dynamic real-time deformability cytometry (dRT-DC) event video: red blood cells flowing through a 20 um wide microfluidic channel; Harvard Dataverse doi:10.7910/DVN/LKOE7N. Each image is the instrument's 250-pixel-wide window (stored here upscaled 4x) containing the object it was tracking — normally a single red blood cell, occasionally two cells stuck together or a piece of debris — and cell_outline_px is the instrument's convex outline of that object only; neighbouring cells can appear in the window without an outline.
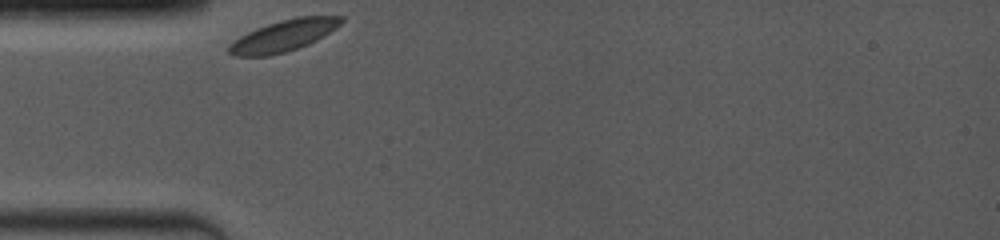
{"species": "common noctule bat (a hibernating species)", "species_latin": "Nyctalus noctula", "temperature_condition": "room temperature", "stored_images_in_passage": 52, "camera_frame_rate_fps": 4000, "um_per_image_px": 0.085, "animal": {"sex": "female", "body_mass_g": 19.0, "forearm_length_mm": 53.3}, "frame": {"image": 1, "passage_image": 1, "time_ms": 0.0, "image_size_px": [1000, 240], "cell_outline_px": [[344, 20], [340, 24], [316, 40], [308, 44], [284, 52], [268, 56], [236, 56], [228, 52], [228, 44], [240, 36], [256, 28], [280, 20], [296, 16], [344, 16]], "centroid_in_image_um": [24.07, 3.02], "position_along_channel_um": 60.9, "area_um2": 20.29}}
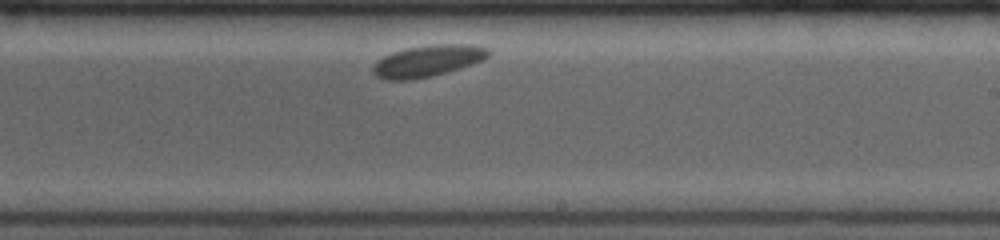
{"frame": {"image": 2, "passage_image": 31, "time_ms": 5.5, "image_size_px": [1000, 240], "cell_outline_px": [[492, 52], [484, 60], [432, 76], [412, 80], [384, 80], [376, 76], [372, 72], [372, 64], [376, 60], [392, 52], [408, 48], [432, 44], [468, 44], [488, 48]], "centroid_in_image_um": [36.32, 5.18], "position_along_channel_um": 252.7, "area_um2": 21.33}}
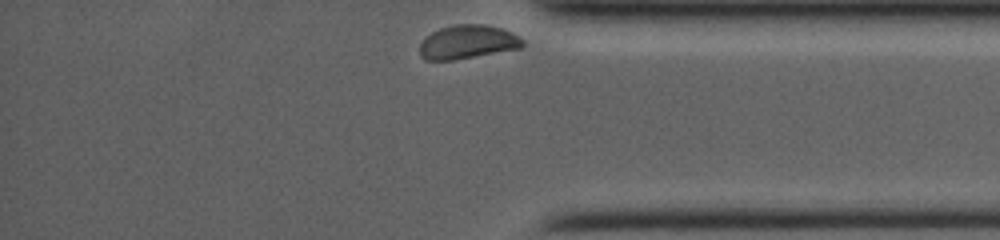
{"frame": {"image": 3, "passage_image": 52, "time_ms": 9.5, "image_size_px": [1000, 240], "cell_outline_px": [[524, 44], [520, 48], [452, 60], [424, 60], [420, 56], [420, 44], [432, 32], [440, 28], [456, 24], [484, 24], [500, 28], [512, 32], [524, 40]], "centroid_in_image_um": [39.75, 3.57], "position_along_channel_um": 395.5, "area_um2": 20.06}}